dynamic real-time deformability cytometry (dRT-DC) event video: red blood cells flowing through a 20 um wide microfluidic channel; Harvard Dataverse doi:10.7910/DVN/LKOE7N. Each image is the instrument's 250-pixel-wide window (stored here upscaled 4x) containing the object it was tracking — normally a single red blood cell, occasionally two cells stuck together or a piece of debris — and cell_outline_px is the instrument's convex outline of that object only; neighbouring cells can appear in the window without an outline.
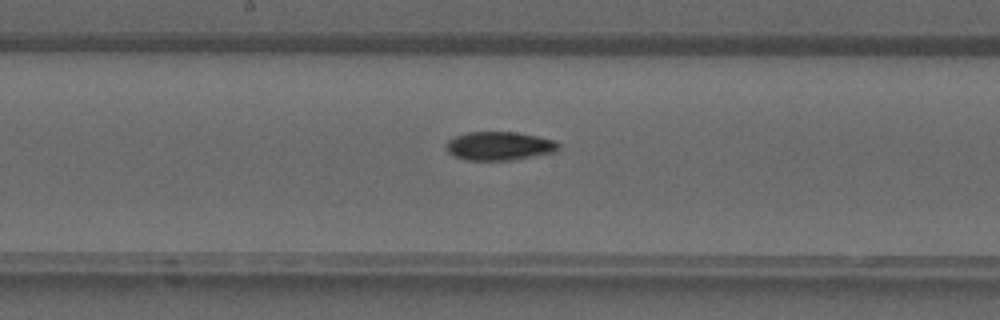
{"species": "common noctule bat (a hibernating species)", "species_latin": "Nyctalus noctula", "temperature_condition": "warm", "stored_images_in_passage": 22, "camera_frame_rate_fps": 3000, "um_per_image_px": 0.085, "animal": {"sex": "male", "forearm_length_mm": 52.5}, "frame": {"image": 1, "passage_image": 21, "time_ms": 6.667, "image_size_px": [1000, 320], "cell_outline_px": [[560, 148], [556, 152], [512, 160], [464, 160], [448, 152], [448, 140], [456, 136], [468, 132], [512, 132], [536, 136], [552, 140], [560, 144]], "centroid_in_image_um": [42.47, 12.41], "position_along_channel_um": 205.7, "area_um2": 18.5}}